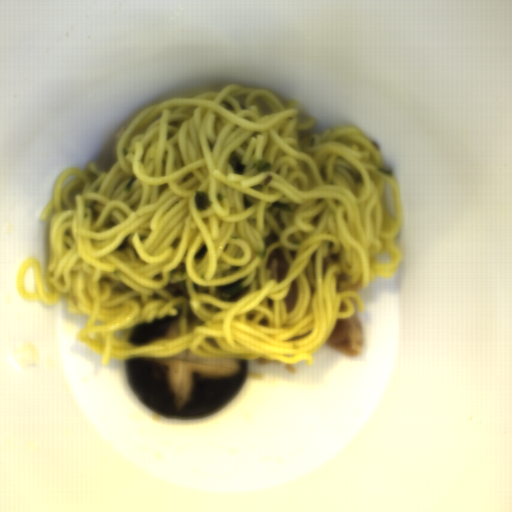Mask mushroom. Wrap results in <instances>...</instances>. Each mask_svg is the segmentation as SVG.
<instances>
[{"label": "mushroom", "instance_id": "mushroom-1", "mask_svg": "<svg viewBox=\"0 0 512 512\" xmlns=\"http://www.w3.org/2000/svg\"><path fill=\"white\" fill-rule=\"evenodd\" d=\"M248 359L202 358L191 350L167 358L124 360L137 399L173 420L209 417L223 409L247 378Z\"/></svg>", "mask_w": 512, "mask_h": 512}, {"label": "mushroom", "instance_id": "mushroom-2", "mask_svg": "<svg viewBox=\"0 0 512 512\" xmlns=\"http://www.w3.org/2000/svg\"><path fill=\"white\" fill-rule=\"evenodd\" d=\"M180 315L158 317L152 322H138L132 330L129 342L133 346H143L156 339H173L179 336Z\"/></svg>", "mask_w": 512, "mask_h": 512}]
</instances>
